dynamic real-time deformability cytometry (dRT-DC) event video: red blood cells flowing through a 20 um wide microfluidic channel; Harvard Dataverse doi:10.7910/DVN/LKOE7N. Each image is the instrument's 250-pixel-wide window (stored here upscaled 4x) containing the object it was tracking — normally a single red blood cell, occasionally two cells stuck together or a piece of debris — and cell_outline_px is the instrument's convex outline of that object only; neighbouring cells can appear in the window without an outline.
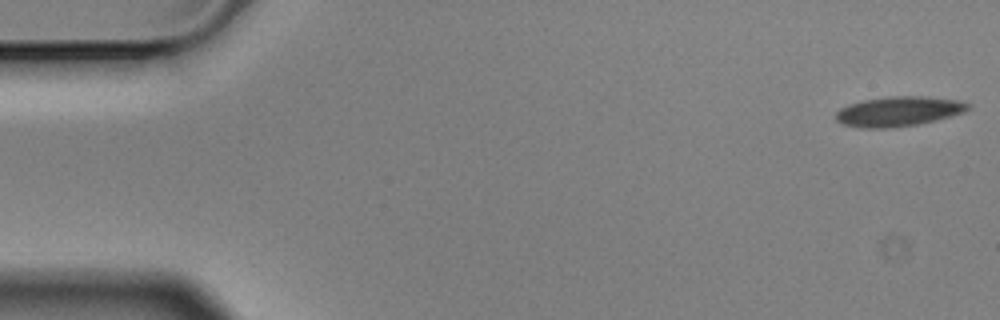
{"species": "Egyptian fruit bat (a non-hibernating species)", "species_latin": "Rousettus aegyptiacus", "temperature_condition": "cold", "stored_images_in_passage": 56, "camera_frame_rate_fps": 3000, "um_per_image_px": 0.085, "animal": {"sex": "male"}, "frame": {"image": 1, "passage_image": 1, "time_ms": 0.0, "image_size_px": [1000, 320], "cell_outline_px": [[972, 104], [964, 112], [916, 124], [888, 128], [864, 128], [844, 124], [836, 120], [836, 112], [840, 108], [864, 100], [888, 96], [924, 96], [956, 100]], "centroid_in_image_um": [76.36, 9.46], "position_along_channel_um": 8.6, "area_um2": 22.48}}
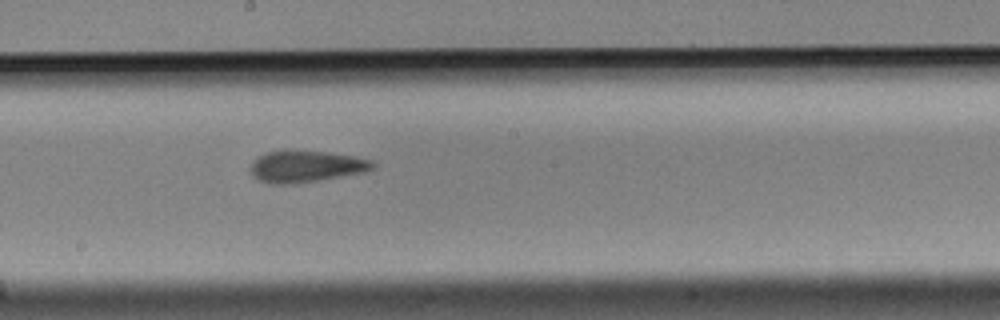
{"frame": {"image": 2, "passage_image": 30, "time_ms": 9.667, "image_size_px": [1000, 320], "cell_outline_px": [[376, 168], [364, 172], [320, 180], [292, 184], [268, 184], [252, 176], [252, 160], [256, 156], [268, 152], [284, 148], [288, 148], [328, 152], [356, 156], [372, 160], [376, 164]], "centroid_in_image_um": [26.01, 14.11], "position_along_channel_um": 222.2, "area_um2": 23.24}}
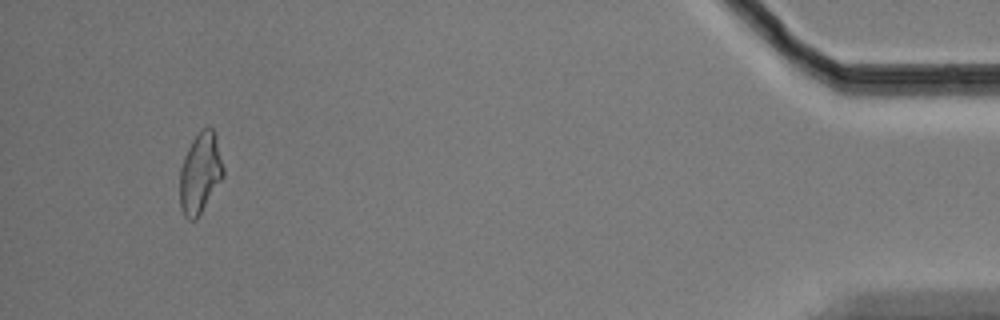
{"frame": {"image": 3, "passage_image": 53, "time_ms": 17.333, "image_size_px": [1000, 320], "cell_outline_px": [[224, 176], [196, 220], [188, 220], [184, 216], [180, 208], [180, 168], [184, 156], [192, 140], [200, 128], [208, 124], [212, 128], [216, 136], [224, 168]], "centroid_in_image_um": [17.01, 14.68], "position_along_channel_um": 418.2, "area_um2": 20.69}, "authors_computed_cell_mechanics": {"area_um2": 22.253, "velocity_mm_per_s": 3.5207, "shape_relaxation_time_tau1_ms": 7.008, "shape_relaxation_time_tau2_ms": 3.5944, "deformation_change_tau1": 0.1777, "deformation_change_tau2": 0.1318}}